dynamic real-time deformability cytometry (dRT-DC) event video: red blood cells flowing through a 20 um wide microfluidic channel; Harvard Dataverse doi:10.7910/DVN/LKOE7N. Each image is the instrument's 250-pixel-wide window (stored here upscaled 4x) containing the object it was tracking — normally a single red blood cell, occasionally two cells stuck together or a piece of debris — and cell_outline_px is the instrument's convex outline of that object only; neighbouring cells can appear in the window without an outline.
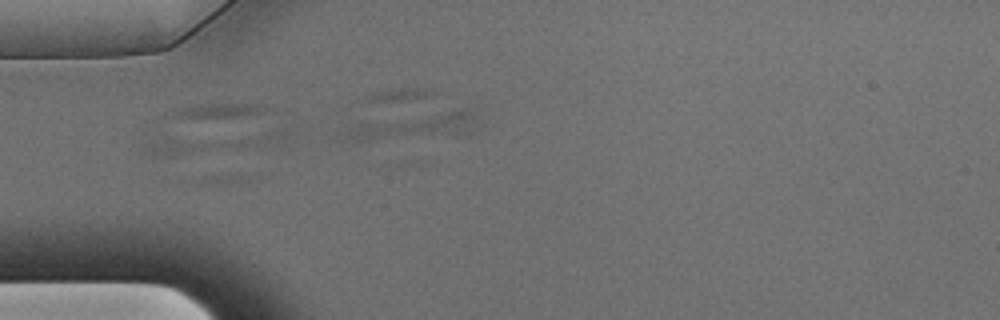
{"species": "Egyptian fruit bat (a non-hibernating species)", "species_latin": "Rousettus aegyptiacus", "temperature_condition": "warm", "stored_images_in_passage": 14, "camera_frame_rate_fps": 3000, "um_per_image_px": 0.085, "animal": {"sex": "male"}, "frame": {"image": 1, "passage_image": 12, "time_ms": 3.667, "image_size_px": [1000, 320], "cell_outline_px": [[288, 148], [172, 156], [156, 156], [144, 152], [144, 144], [168, 140], [276, 128], [288, 128]], "centroid_in_image_um": [18.83, 12.18], "position_along_channel_um": 66.2, "area_um2": 18.5}}